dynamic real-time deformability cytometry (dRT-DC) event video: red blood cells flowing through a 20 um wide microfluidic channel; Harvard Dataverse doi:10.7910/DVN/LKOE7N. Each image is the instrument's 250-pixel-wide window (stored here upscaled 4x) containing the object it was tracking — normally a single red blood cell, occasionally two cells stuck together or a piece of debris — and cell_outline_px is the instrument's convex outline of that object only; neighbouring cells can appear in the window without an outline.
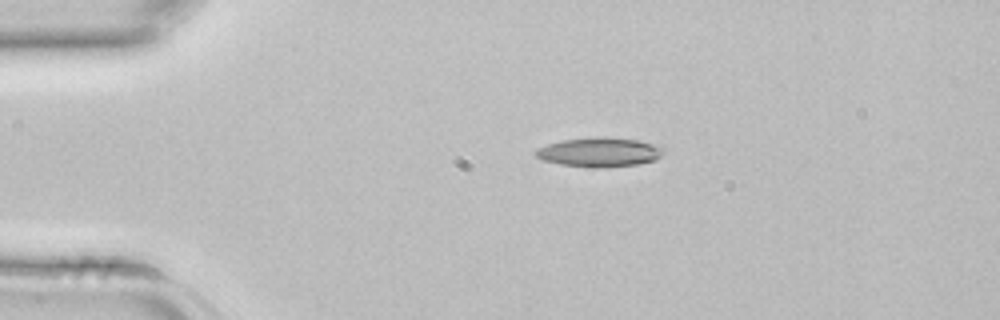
{"species": "common noctule bat (a hibernating species)", "species_latin": "Nyctalus noctula", "temperature_condition": "room temperature", "stored_images_in_passage": 3, "camera_frame_rate_fps": 3000, "um_per_image_px": 0.085, "animal": {"sex": "female", "body_mass_g": 22.7, "forearm_length_mm": 54.2}, "frame": {"image": 1, "passage_image": 2, "time_ms": 0.333, "image_size_px": [1000, 320], "cell_outline_px": [[664, 152], [656, 160], [636, 164], [604, 168], [596, 168], [560, 164], [544, 160], [536, 156], [532, 152], [536, 148], [560, 140], [604, 136], [640, 140], [660, 144], [664, 148]], "centroid_in_image_um": [50.98, 12.92], "position_along_channel_um": 34.0, "area_um2": 22.2}}